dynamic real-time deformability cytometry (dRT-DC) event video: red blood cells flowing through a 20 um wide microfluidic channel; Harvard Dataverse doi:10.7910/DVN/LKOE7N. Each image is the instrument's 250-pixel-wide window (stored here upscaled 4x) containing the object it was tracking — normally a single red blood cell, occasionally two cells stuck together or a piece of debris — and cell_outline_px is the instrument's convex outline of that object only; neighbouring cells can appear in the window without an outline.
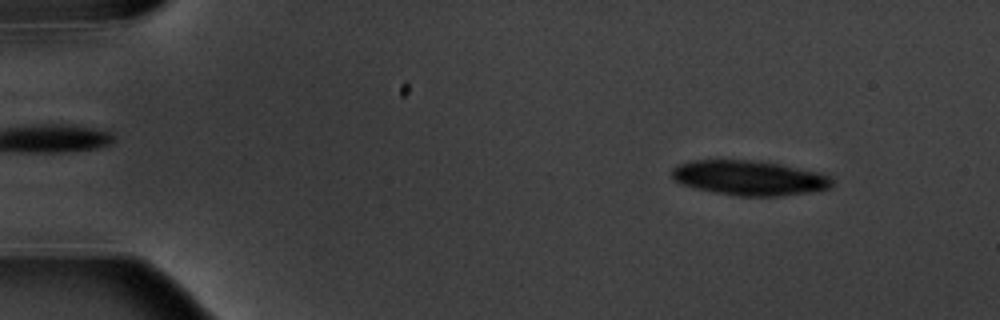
{"species": "common noctule bat (a hibernating species)", "species_latin": "Nyctalus noctula", "temperature_condition": "warm", "stored_images_in_passage": 4, "camera_frame_rate_fps": 3000, "um_per_image_px": 0.085, "animal": {"sex": "male", "body_mass_g": 20.1, "forearm_length_mm": 53.5}, "frame": {"image": 1, "passage_image": 1, "time_ms": 0.0, "image_size_px": [1000, 320], "cell_outline_px": [[832, 188], [812, 192], [780, 196], [740, 196], [716, 192], [696, 188], [680, 184], [672, 176], [672, 168], [676, 164], [692, 160], [760, 160], [820, 172], [832, 176]], "centroid_in_image_um": [63.73, 15.11], "position_along_channel_um": 21.3, "area_um2": 32.77}}